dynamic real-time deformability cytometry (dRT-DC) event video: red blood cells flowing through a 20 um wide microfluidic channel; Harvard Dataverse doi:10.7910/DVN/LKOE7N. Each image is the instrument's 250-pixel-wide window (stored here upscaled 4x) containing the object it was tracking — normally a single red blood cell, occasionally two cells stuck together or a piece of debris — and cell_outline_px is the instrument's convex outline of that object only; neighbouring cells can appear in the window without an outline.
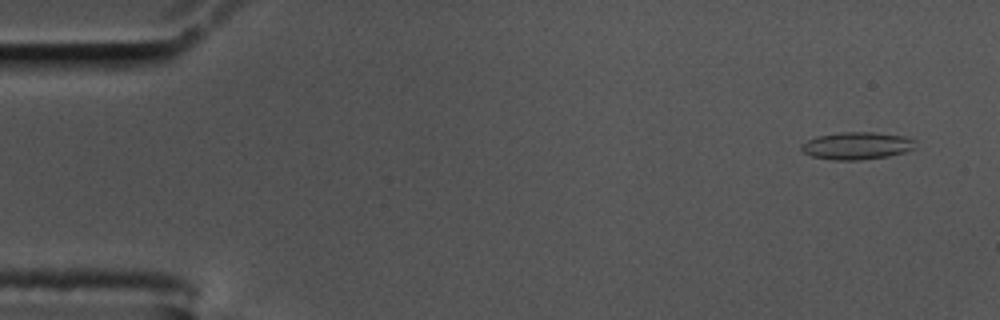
{"species": "common noctule bat (a hibernating species)", "species_latin": "Nyctalus noctula", "temperature_condition": "cold", "stored_images_in_passage": 10, "camera_frame_rate_fps": 3000, "um_per_image_px": 0.085, "animal": {"sex": "male", "body_mass_g": 17.5, "forearm_length_mm": 52.3}, "frame": {"image": 1, "passage_image": 4, "time_ms": 1.0, "image_size_px": [1000, 320], "cell_outline_px": [[916, 148], [904, 152], [888, 156], [860, 160], [832, 160], [812, 156], [804, 152], [800, 148], [800, 144], [816, 136], [840, 132], [872, 132], [904, 136], [916, 140]], "centroid_in_image_um": [72.84, 12.38], "position_along_channel_um": 12.2, "area_um2": 18.32}}